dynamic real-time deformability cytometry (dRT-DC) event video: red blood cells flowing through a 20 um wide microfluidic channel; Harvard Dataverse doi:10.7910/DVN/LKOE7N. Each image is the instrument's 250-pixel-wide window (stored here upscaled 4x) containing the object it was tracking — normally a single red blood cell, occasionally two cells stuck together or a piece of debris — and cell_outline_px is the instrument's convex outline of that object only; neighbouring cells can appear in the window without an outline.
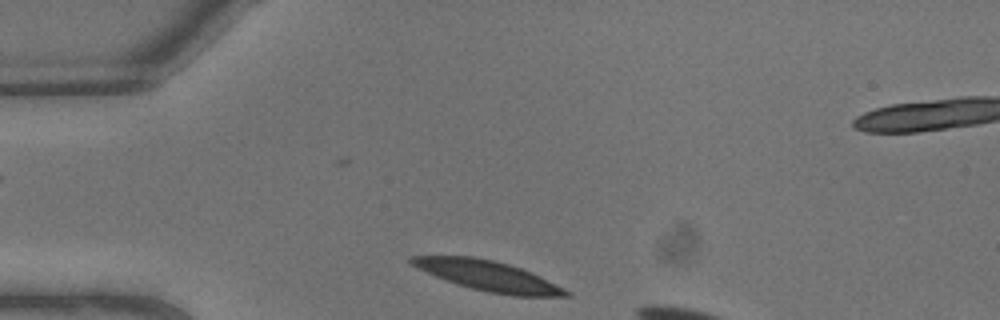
{"species": "common noctule bat (a hibernating species)", "species_latin": "Nyctalus noctula", "temperature_condition": "warm", "stored_images_in_passage": 3, "camera_frame_rate_fps": 3000, "um_per_image_px": 0.085, "animal": {"sex": "male", "body_mass_g": 13.3}, "frame": {"image": 1, "passage_image": 1, "time_ms": 0.0, "image_size_px": [1000, 320], "cell_outline_px": [[572, 296], [512, 296], [488, 292], [456, 284], [416, 268], [408, 260], [408, 256], [472, 256], [492, 260], [508, 264], [532, 272], [572, 292]], "centroid_in_image_um": [41.5, 23.45], "position_along_channel_um": 43.5, "area_um2": 26.99}}